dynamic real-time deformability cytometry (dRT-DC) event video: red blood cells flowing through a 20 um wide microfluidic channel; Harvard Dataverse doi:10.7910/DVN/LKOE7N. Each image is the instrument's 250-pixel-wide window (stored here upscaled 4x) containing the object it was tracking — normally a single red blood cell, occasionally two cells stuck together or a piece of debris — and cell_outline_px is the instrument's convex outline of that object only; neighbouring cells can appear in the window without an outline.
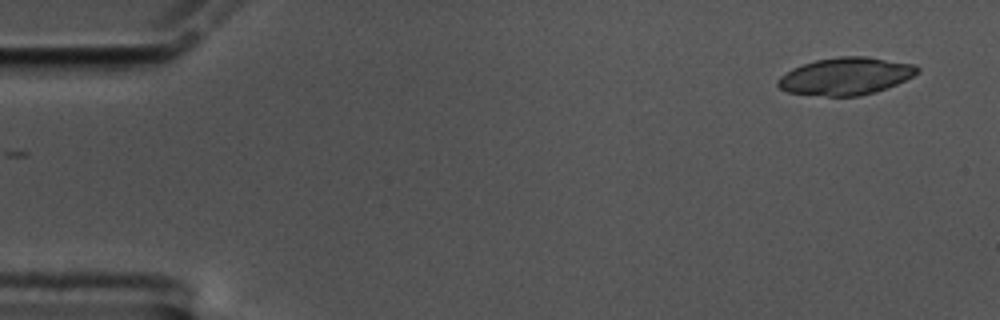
{"species": "common noctule bat (a hibernating species)", "species_latin": "Nyctalus noctula", "temperature_condition": "cold", "stored_images_in_passage": 14, "camera_frame_rate_fps": 3000, "um_per_image_px": 0.085, "animal": {"sex": "male", "body_mass_g": 17.5, "forearm_length_mm": 52.3}, "frame": {"image": 1, "passage_image": 1, "time_ms": 0.0, "image_size_px": [1000, 320], "cell_outline_px": [[920, 72], [896, 84], [876, 92], [860, 96], [828, 96], [788, 92], [780, 88], [776, 84], [776, 80], [780, 76], [792, 68], [816, 60], [840, 56], [868, 56], [916, 64], [920, 68]], "centroid_in_image_um": [71.91, 6.47], "position_along_channel_um": 13.1, "area_um2": 30.46}}